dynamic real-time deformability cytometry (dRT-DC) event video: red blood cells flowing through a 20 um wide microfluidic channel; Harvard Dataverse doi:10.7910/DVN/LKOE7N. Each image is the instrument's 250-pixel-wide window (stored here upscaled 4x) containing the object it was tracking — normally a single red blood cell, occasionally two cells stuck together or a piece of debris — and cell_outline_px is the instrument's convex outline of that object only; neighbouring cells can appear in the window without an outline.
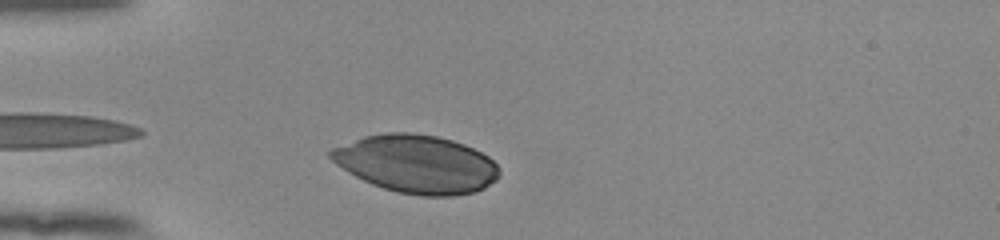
{"species": "human", "species_latin": "Homo sapiens", "temperature_condition": "room temperature", "stored_images_in_passage": 30, "camera_frame_rate_fps": 3000, "um_per_image_px": 0.085, "donor": {"sex": "female"}, "frame": {"image": 1, "passage_image": 2, "time_ms": 0.333, "image_size_px": [1000, 240], "cell_outline_px": [[500, 176], [496, 180], [484, 188], [472, 192], [452, 196], [420, 196], [396, 192], [372, 184], [348, 172], [336, 164], [328, 156], [328, 152], [332, 148], [364, 136], [388, 132], [412, 132], [436, 136], [452, 140], [464, 144], [488, 156], [500, 168]], "centroid_in_image_um": [35.4, 13.94], "position_along_channel_um": 49.6, "area_um2": 56.99}}
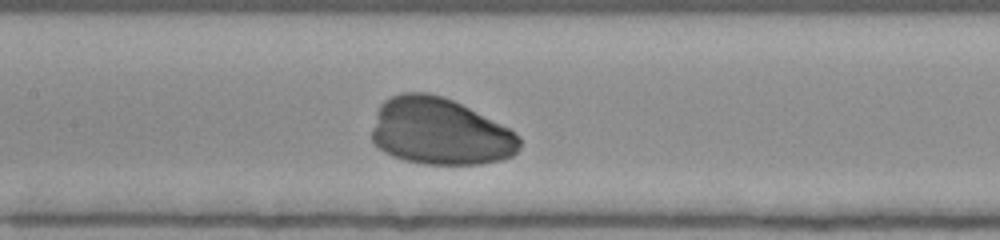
{"frame": {"image": 2, "passage_image": 13, "time_ms": 4.0, "image_size_px": [1000, 240], "cell_outline_px": [[520, 148], [512, 156], [500, 160], [480, 164], [420, 164], [404, 160], [392, 156], [384, 152], [372, 140], [372, 128], [380, 104], [384, 100], [400, 92], [428, 92], [452, 100], [508, 128], [520, 140]], "centroid_in_image_um": [37.35, 11.19], "position_along_channel_um": 170.1, "area_um2": 57.22}}
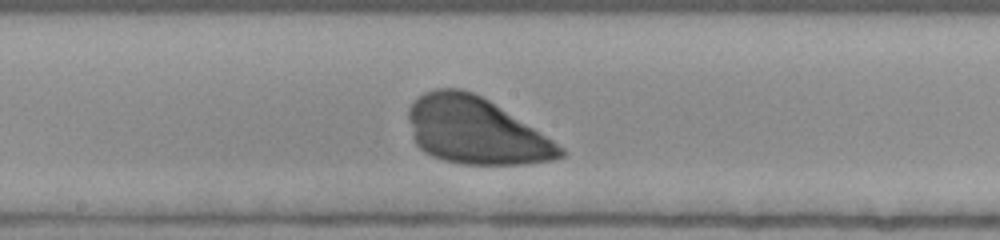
{"frame": {"image": 3, "passage_image": 16, "time_ms": 5.0, "image_size_px": [1000, 240], "cell_outline_px": [[564, 156], [552, 160], [528, 164], [460, 164], [444, 160], [432, 156], [424, 152], [416, 144], [412, 136], [408, 116], [408, 108], [424, 92], [436, 88], [460, 88], [472, 92], [488, 100], [552, 140], [564, 148]], "centroid_in_image_um": [40.39, 11.13], "position_along_channel_um": 207.8, "area_um2": 58.44}}